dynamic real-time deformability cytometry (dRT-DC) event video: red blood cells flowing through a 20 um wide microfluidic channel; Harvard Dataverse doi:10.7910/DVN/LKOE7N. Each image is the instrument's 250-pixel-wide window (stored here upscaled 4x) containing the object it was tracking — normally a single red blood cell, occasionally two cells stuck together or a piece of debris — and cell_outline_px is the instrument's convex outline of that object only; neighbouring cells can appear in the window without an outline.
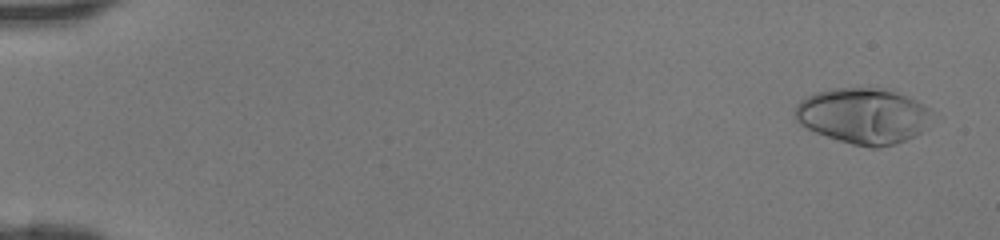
{"species": "human", "species_latin": "Homo sapiens", "temperature_condition": "room temperature", "stored_images_in_passage": 47, "camera_frame_rate_fps": 3000, "um_per_image_px": 0.085, "donor": {"sex": "female"}, "frame": {"image": 1, "passage_image": 3, "time_ms": 0.667, "image_size_px": [1000, 240], "cell_outline_px": [[940, 116], [928, 128], [904, 140], [880, 148], [868, 148], [852, 144], [816, 132], [800, 124], [796, 120], [796, 104], [800, 100], [816, 92], [832, 88], [876, 88], [892, 92], [916, 100], [924, 104]], "centroid_in_image_um": [73.47, 9.85], "position_along_channel_um": 11.5, "area_um2": 44.62}}
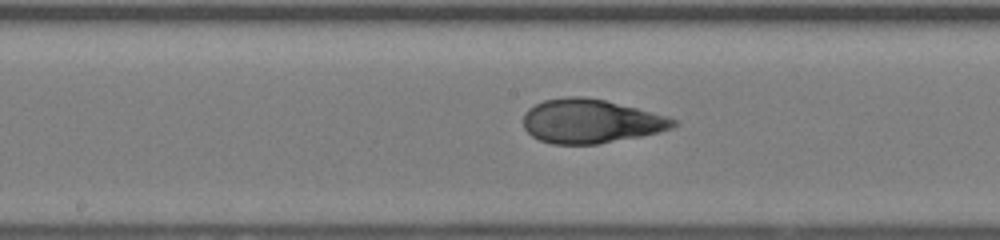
{"frame": {"image": 2, "passage_image": 26, "time_ms": 8.333, "image_size_px": [1000, 240], "cell_outline_px": [[680, 124], [672, 128], [660, 132], [640, 136], [596, 144], [552, 144], [540, 140], [532, 136], [524, 128], [524, 112], [528, 108], [544, 100], [568, 96], [584, 96], [604, 100], [668, 116], [680, 120]], "centroid_in_image_um": [50.23, 10.3], "position_along_channel_um": 198.0, "area_um2": 38.49}}
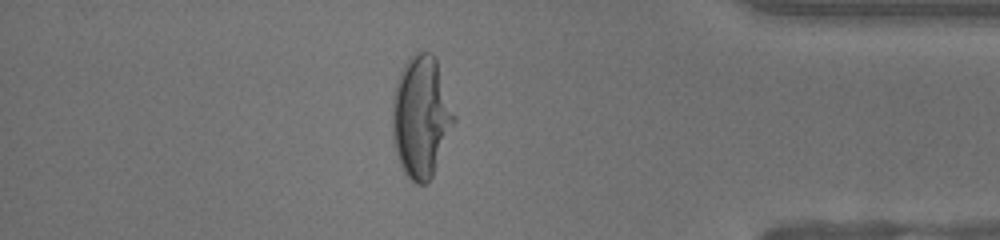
{"frame": {"image": 3, "passage_image": 41, "time_ms": 13.333, "image_size_px": [1000, 240], "cell_outline_px": [[456, 120], [432, 176], [428, 184], [416, 184], [404, 172], [400, 164], [392, 140], [392, 100], [396, 80], [408, 56], [416, 52], [432, 52], [436, 56], [456, 116]], "centroid_in_image_um": [35.79, 9.89], "position_along_channel_um": 399.4, "area_um2": 44.27}}